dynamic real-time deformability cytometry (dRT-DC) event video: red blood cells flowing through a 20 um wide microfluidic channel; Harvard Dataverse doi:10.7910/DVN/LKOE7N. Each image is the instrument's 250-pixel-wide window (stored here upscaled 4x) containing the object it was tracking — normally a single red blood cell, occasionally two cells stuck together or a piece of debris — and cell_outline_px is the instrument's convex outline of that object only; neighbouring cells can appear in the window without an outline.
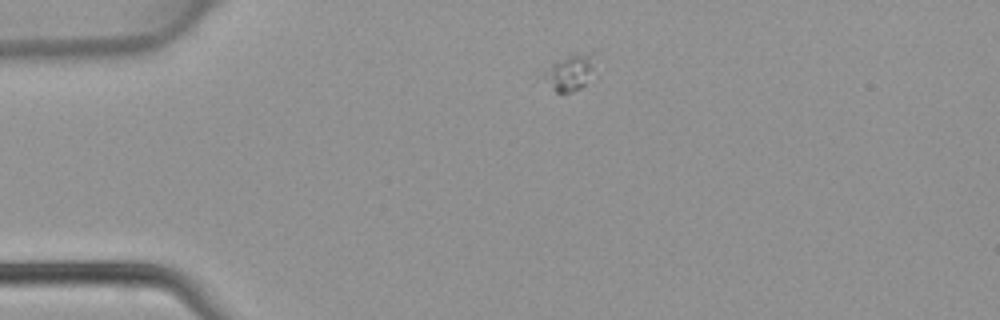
{"species": "common noctule bat (a hibernating species)", "species_latin": "Nyctalus noctula", "temperature_condition": "warm", "stored_images_in_passage": 4, "camera_frame_rate_fps": 3000, "um_per_image_px": 0.085, "animal": {"sex": "female", "body_mass_g": 22.7, "forearm_length_mm": 54.2}, "frame": {"image": 1, "passage_image": 1, "time_ms": 0.0, "image_size_px": [1000, 320], "cell_outline_px": [[592, 68], [584, 84], [580, 88], [572, 92], [556, 92], [536, 76], [532, 72], [568, 56], [588, 56]], "centroid_in_image_um": [48.09, 6.26], "position_along_channel_um": 36.9, "area_um2": 10.46}}
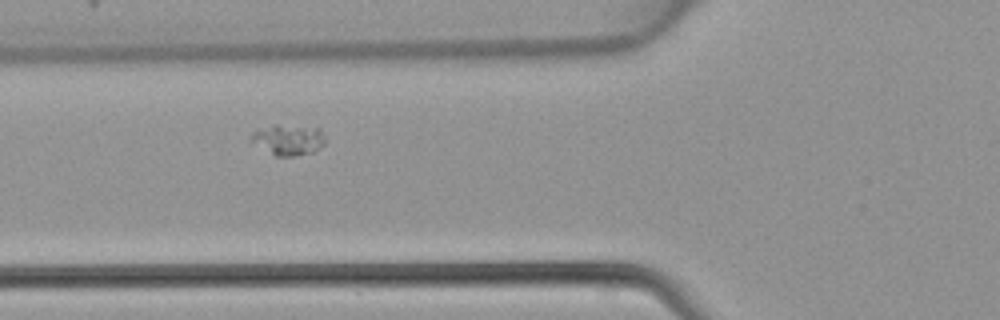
{"frame": {"image": 2, "passage_image": 3, "time_ms": 0.667, "image_size_px": [1000, 320], "cell_outline_px": [[324, 144], [312, 152], [292, 156], [276, 156], [248, 140], [252, 132], [256, 128], [276, 124], [320, 128], [324, 136]], "centroid_in_image_um": [24.45, 11.85], "position_along_channel_um": 101.3, "area_um2": 13.29}}
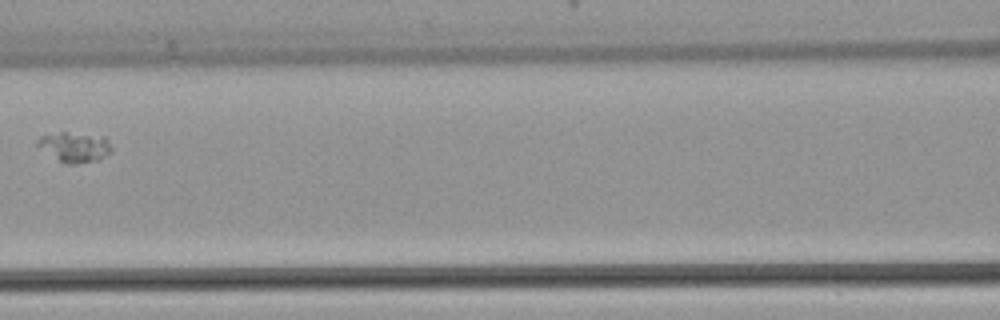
{"frame": {"image": 3, "passage_image": 4, "time_ms": 1.0, "image_size_px": [1000, 320], "cell_outline_px": [[112, 152], [100, 160], [76, 164], [64, 164], [36, 144], [36, 140], [40, 136], [60, 132], [64, 132], [104, 136], [112, 148]], "centroid_in_image_um": [6.38, 12.51], "position_along_channel_um": 160.2, "area_um2": 12.89}}